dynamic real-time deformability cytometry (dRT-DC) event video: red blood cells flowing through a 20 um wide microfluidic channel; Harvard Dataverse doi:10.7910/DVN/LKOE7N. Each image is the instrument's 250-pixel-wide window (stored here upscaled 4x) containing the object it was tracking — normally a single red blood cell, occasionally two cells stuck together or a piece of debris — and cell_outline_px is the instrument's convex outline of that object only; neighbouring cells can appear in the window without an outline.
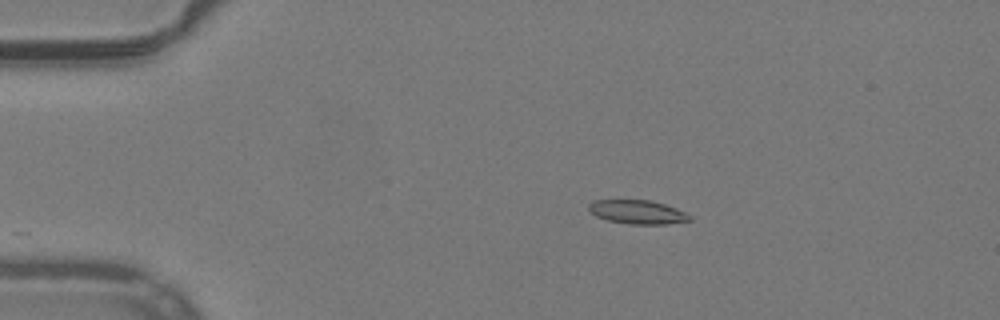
{"species": "common noctule bat (a hibernating species)", "species_latin": "Nyctalus noctula", "temperature_condition": "warm", "stored_images_in_passage": 27, "camera_frame_rate_fps": 3000, "um_per_image_px": 0.085, "animal": {"sex": "male", "body_mass_g": 19.2, "forearm_length_mm": 51.8}, "frame": {"image": 1, "passage_image": 2, "time_ms": 0.333, "image_size_px": [1000, 320], "cell_outline_px": [[692, 220], [668, 224], [628, 224], [608, 220], [596, 216], [588, 208], [588, 204], [592, 200], [648, 200], [664, 204], [676, 208], [692, 216]], "centroid_in_image_um": [54.19, 18.02], "position_along_channel_um": 30.8, "area_um2": 13.99}}
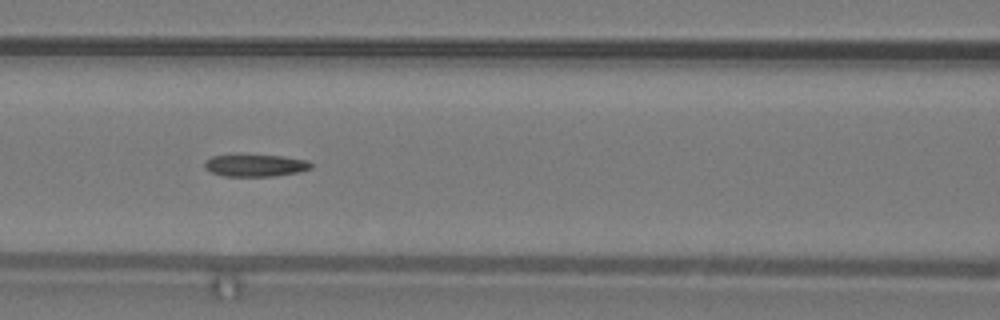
{"frame": {"image": 2, "passage_image": 15, "time_ms": 4.667, "image_size_px": [1000, 320], "cell_outline_px": [[312, 168], [300, 172], [272, 176], [224, 176], [212, 172], [204, 168], [204, 164], [212, 156], [236, 152], [284, 156], [308, 160], [312, 164]], "centroid_in_image_um": [21.69, 14.01], "position_along_channel_um": 144.9, "area_um2": 14.45}}
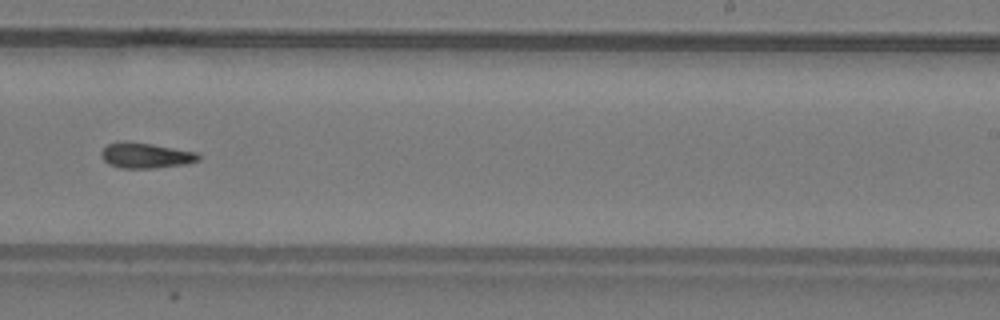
{"frame": {"image": 3, "passage_image": 25, "time_ms": 8.0, "image_size_px": [1000, 320], "cell_outline_px": [[200, 160], [188, 164], [156, 168], [120, 168], [108, 164], [100, 156], [100, 152], [108, 144], [120, 140], [124, 140], [152, 144], [196, 152], [200, 156]], "centroid_in_image_um": [12.36, 13.21], "position_along_channel_um": 276.6, "area_um2": 14.62}}